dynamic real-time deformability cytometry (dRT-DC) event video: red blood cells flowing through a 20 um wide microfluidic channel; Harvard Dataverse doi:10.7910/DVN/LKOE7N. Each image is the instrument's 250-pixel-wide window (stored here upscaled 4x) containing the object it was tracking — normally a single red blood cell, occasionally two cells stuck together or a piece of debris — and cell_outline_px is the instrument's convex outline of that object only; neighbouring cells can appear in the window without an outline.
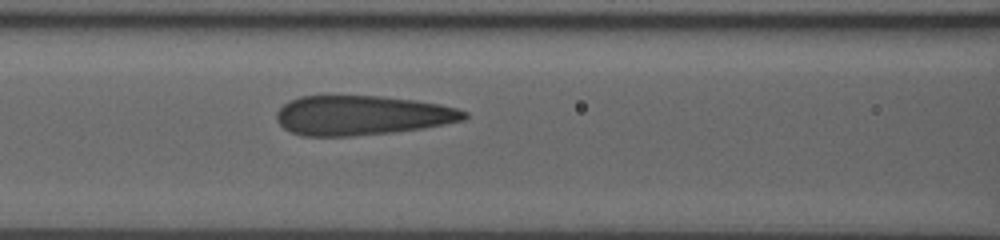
{"species": "human", "species_latin": "Homo sapiens", "temperature_condition": "room temperature", "stored_images_in_passage": 38, "camera_frame_rate_fps": 3000, "um_per_image_px": 0.085, "donor": {"sex": "male"}, "frame": {"image": 1, "passage_image": 16, "time_ms": 5.0, "image_size_px": [1000, 240], "cell_outline_px": [[468, 116], [464, 120], [420, 128], [392, 132], [352, 136], [304, 136], [292, 132], [284, 128], [276, 120], [276, 112], [288, 100], [300, 96], [380, 96], [416, 100], [440, 104], [456, 108], [468, 112]], "centroid_in_image_um": [30.74, 9.8], "position_along_channel_um": 135.9, "area_um2": 43.18}}
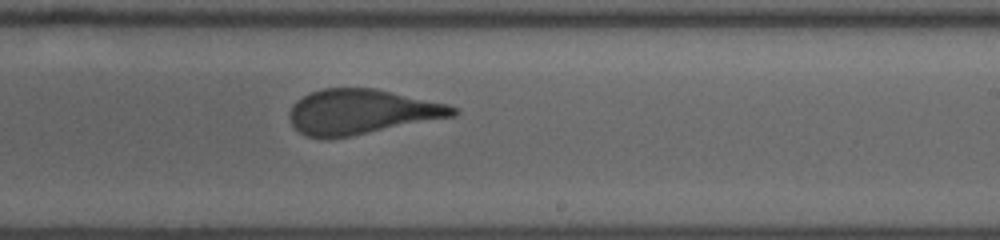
{"frame": {"image": 2, "passage_image": 25, "time_ms": 8.0, "image_size_px": [1000, 240], "cell_outline_px": [[460, 112], [456, 116], [348, 136], [308, 136], [300, 132], [292, 124], [288, 116], [288, 112], [292, 104], [296, 100], [312, 92], [324, 88], [376, 88], [448, 104], [460, 108]], "centroid_in_image_um": [30.78, 9.47], "position_along_channel_um": 258.2, "area_um2": 42.37}}
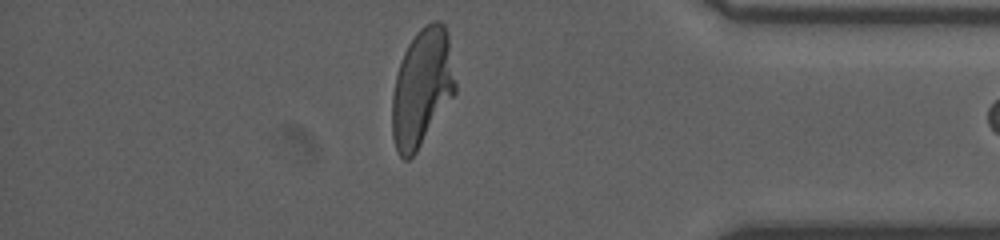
{"frame": {"image": 3, "passage_image": 37, "time_ms": 12.0, "image_size_px": [1000, 240], "cell_outline_px": [[456, 92], [416, 152], [408, 160], [404, 160], [400, 156], [396, 148], [392, 136], [392, 96], [396, 76], [404, 52], [408, 44], [416, 32], [424, 24], [432, 20], [440, 20], [444, 24], [448, 32], [456, 84]], "centroid_in_image_um": [35.87, 7.41], "position_along_channel_um": 399.3, "area_um2": 43.35}}